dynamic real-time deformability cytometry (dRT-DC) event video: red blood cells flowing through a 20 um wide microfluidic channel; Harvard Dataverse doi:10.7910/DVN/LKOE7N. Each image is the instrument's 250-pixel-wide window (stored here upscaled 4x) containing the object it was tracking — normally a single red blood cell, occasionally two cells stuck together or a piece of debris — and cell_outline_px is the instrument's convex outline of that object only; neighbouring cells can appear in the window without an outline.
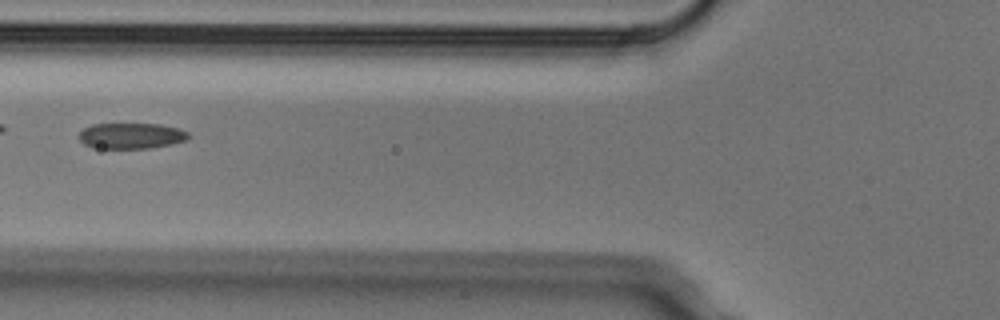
{"species": "Egyptian fruit bat (a non-hibernating species)", "species_latin": "Rousettus aegyptiacus", "temperature_condition": "cold", "stored_images_in_passage": 4, "camera_frame_rate_fps": 3000, "um_per_image_px": 0.085, "animal": {"sex": "male"}, "frame": {"image": 1, "passage_image": 3, "time_ms": 0.667, "image_size_px": [1000, 320], "cell_outline_px": [[192, 136], [188, 140], [172, 144], [148, 148], [92, 148], [84, 144], [80, 140], [80, 132], [84, 128], [92, 124], [160, 124], [176, 128], [188, 132]], "centroid_in_image_um": [11.18, 11.55], "position_along_channel_um": 114.6, "area_um2": 16.47}}